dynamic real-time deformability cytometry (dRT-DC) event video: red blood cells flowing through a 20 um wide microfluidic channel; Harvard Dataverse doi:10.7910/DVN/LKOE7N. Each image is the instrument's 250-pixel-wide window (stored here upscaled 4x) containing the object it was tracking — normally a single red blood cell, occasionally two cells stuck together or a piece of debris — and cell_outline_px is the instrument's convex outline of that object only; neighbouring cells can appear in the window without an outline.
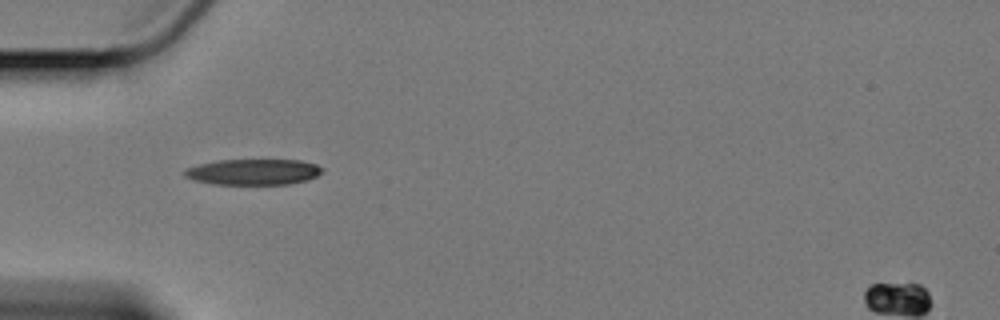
{"species": "Egyptian fruit bat (a non-hibernating species)", "species_latin": "Rousettus aegyptiacus", "temperature_condition": "cold", "stored_images_in_passage": 41, "camera_frame_rate_fps": 3000, "um_per_image_px": 0.085, "animal": {"sex": "female"}, "frame": {"image": 1, "passage_image": 1, "time_ms": 0.0, "image_size_px": [1000, 320], "cell_outline_px": [[324, 168], [316, 176], [308, 180], [288, 184], [212, 184], [192, 180], [184, 176], [184, 168], [200, 164], [220, 160], [300, 160], [316, 164]], "centroid_in_image_um": [21.51, 14.61], "position_along_channel_um": 63.5, "area_um2": 20.75}}
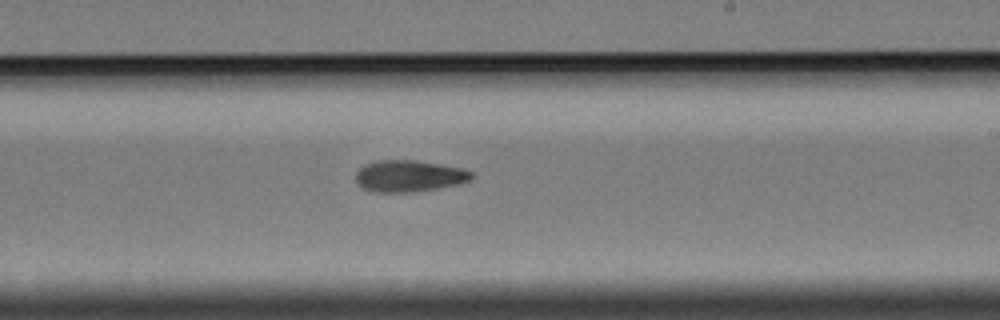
{"frame": {"image": 2, "passage_image": 18, "time_ms": 5.667, "image_size_px": [1000, 320], "cell_outline_px": [[472, 176], [468, 180], [460, 184], [416, 192], [372, 192], [364, 188], [356, 180], [356, 172], [364, 164], [380, 160], [416, 160], [460, 168], [472, 172]], "centroid_in_image_um": [34.75, 14.96], "position_along_channel_um": 254.3, "area_um2": 21.15}}
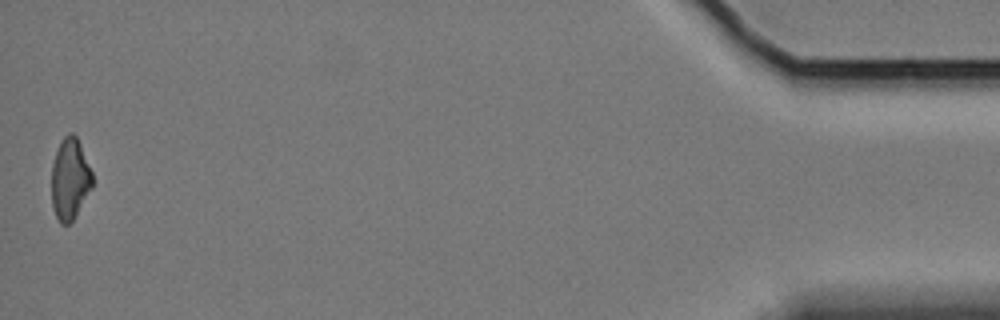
{"frame": {"image": 3, "passage_image": 41, "time_ms": 13.333, "image_size_px": [1000, 320], "cell_outline_px": [[92, 188], [72, 220], [68, 224], [60, 224], [52, 208], [52, 164], [60, 140], [68, 132], [72, 132], [76, 136], [80, 144], [92, 172]], "centroid_in_image_um": [5.93, 15.2], "position_along_channel_um": 429.3, "area_um2": 19.25}}